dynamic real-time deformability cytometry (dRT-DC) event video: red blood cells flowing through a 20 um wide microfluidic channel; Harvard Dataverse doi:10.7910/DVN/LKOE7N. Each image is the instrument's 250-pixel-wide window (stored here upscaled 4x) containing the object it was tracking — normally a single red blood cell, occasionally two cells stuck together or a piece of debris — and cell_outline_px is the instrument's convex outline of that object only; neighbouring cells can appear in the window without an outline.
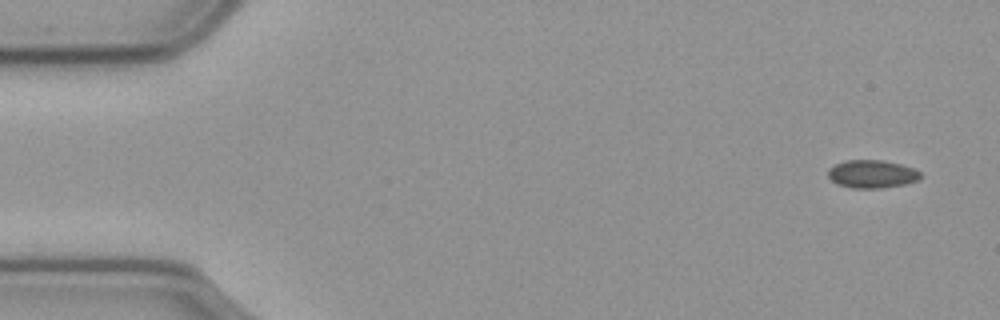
{"species": "common noctule bat (a hibernating species)", "species_latin": "Nyctalus noctula", "temperature_condition": "cold", "stored_images_in_passage": 51, "camera_frame_rate_fps": 3000, "um_per_image_px": 0.085, "animal": {"sex": "male", "body_mass_g": 23.1, "forearm_length_mm": 52.7}, "frame": {"image": 1, "passage_image": 1, "time_ms": 0.0, "image_size_px": [1000, 320], "cell_outline_px": [[924, 176], [920, 180], [904, 184], [884, 188], [852, 188], [836, 184], [828, 176], [828, 168], [844, 160], [884, 160], [916, 168]], "centroid_in_image_um": [74.16, 14.79], "position_along_channel_um": 10.8, "area_um2": 15.37}}
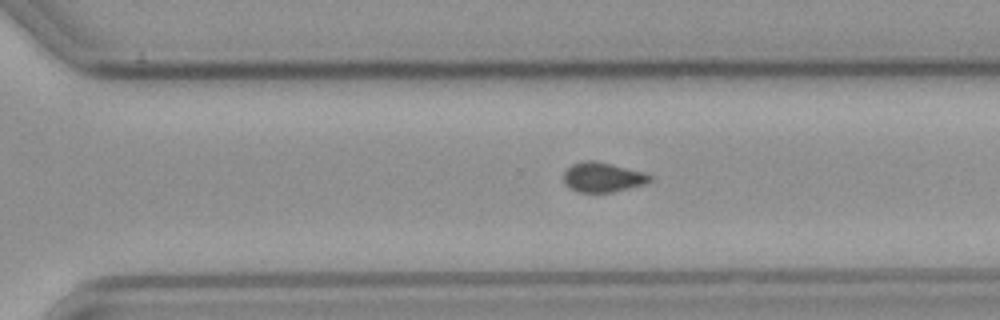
{"frame": {"image": 2, "passage_image": 37, "time_ms": 12.0, "image_size_px": [1000, 320], "cell_outline_px": [[652, 180], [644, 184], [612, 192], [580, 192], [572, 188], [564, 180], [564, 172], [572, 164], [588, 160], [592, 160], [644, 172], [652, 176]], "centroid_in_image_um": [51.25, 15.06], "position_along_channel_um": 319.3, "area_um2": 14.51}}
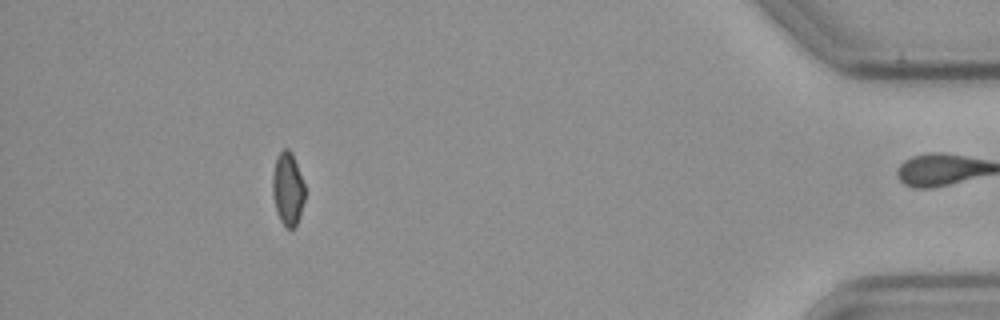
{"frame": {"image": 3, "passage_image": 50, "time_ms": 16.333, "image_size_px": [1000, 320], "cell_outline_px": [[304, 200], [300, 216], [296, 228], [284, 228], [280, 220], [276, 208], [272, 192], [272, 176], [276, 156], [284, 148], [288, 148], [292, 152], [304, 184]], "centroid_in_image_um": [24.45, 16.06], "position_along_channel_um": 410.7, "area_um2": 13.87}, "authors_computed_cell_mechanics": {"area_um2": 15.028, "velocity_mm_per_s": 3.5833, "shape_relaxation_time_tau1_ms": 1.7402, "shape_relaxation_time_tau2_ms": null, "deformation_change_tau1": 0.0549, "deformation_change_tau2": null}}